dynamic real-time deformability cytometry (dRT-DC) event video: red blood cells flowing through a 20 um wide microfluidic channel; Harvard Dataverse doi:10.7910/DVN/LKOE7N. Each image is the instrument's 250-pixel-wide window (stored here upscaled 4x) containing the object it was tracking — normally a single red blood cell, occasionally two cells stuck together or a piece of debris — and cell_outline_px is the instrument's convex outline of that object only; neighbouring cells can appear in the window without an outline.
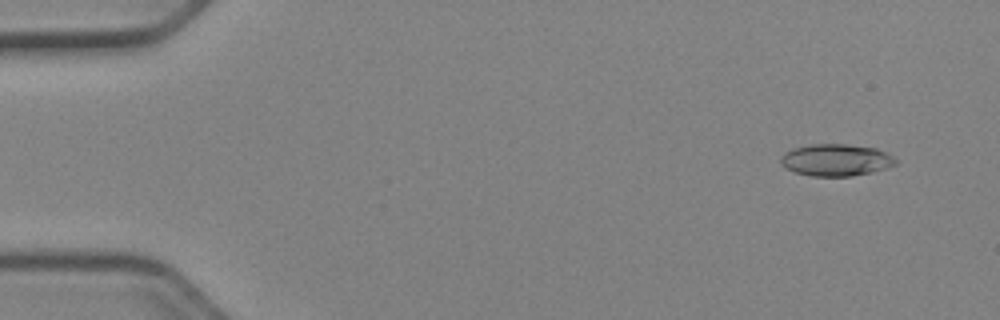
{"species": "Egyptian fruit bat (a non-hibernating species)", "species_latin": "Rousettus aegyptiacus", "temperature_condition": "cold", "stored_images_in_passage": 52, "camera_frame_rate_fps": 3000, "um_per_image_px": 0.085, "animal": {"sex": "female"}, "frame": {"image": 1, "passage_image": 4, "time_ms": 1.0, "image_size_px": [1000, 320], "cell_outline_px": [[896, 164], [888, 168], [872, 172], [852, 176], [808, 176], [796, 172], [780, 164], [780, 156], [784, 152], [792, 148], [812, 144], [844, 144], [876, 148], [892, 156], [896, 160]], "centroid_in_image_um": [71.04, 13.6], "position_along_channel_um": 14.0, "area_um2": 21.44}}
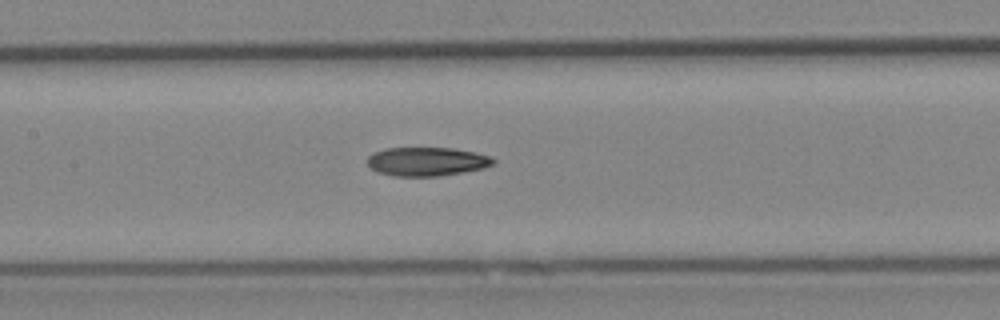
{"frame": {"image": 2, "passage_image": 25, "time_ms": 8.0, "image_size_px": [1000, 320], "cell_outline_px": [[496, 160], [492, 164], [484, 168], [436, 176], [392, 176], [376, 172], [368, 164], [368, 156], [384, 148], [452, 148], [476, 152], [492, 156]], "centroid_in_image_um": [36.28, 13.72], "position_along_channel_um": 171.1, "area_um2": 21.04}}
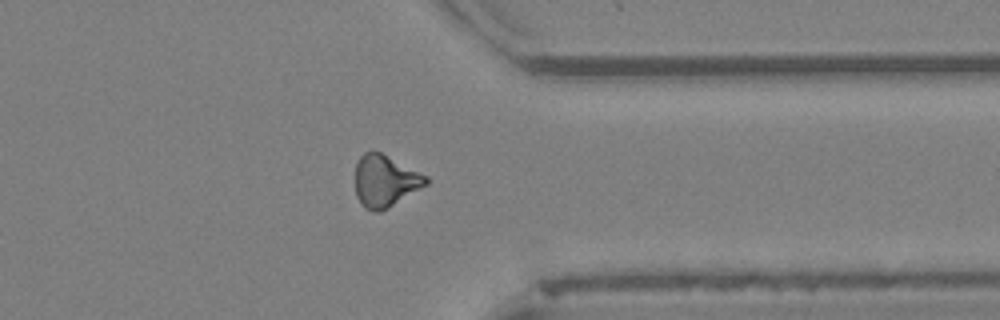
{"frame": {"image": 3, "passage_image": 41, "time_ms": 13.333, "image_size_px": [1000, 320], "cell_outline_px": [[432, 180], [428, 184], [388, 208], [380, 212], [372, 212], [364, 208], [360, 204], [356, 196], [356, 164], [360, 156], [364, 152], [372, 148], [428, 176]], "centroid_in_image_um": [32.73, 15.38], "position_along_channel_um": 378.7, "area_um2": 21.73}, "authors_computed_cell_mechanics": {"area_um2": 21.2704, "velocity_mm_per_s": 3.9806, "shape_relaxation_time_tau1_ms": 8.0865, "shape_relaxation_time_tau2_ms": null, "deformation_change_tau1": 0.1665, "deformation_change_tau2": null}}